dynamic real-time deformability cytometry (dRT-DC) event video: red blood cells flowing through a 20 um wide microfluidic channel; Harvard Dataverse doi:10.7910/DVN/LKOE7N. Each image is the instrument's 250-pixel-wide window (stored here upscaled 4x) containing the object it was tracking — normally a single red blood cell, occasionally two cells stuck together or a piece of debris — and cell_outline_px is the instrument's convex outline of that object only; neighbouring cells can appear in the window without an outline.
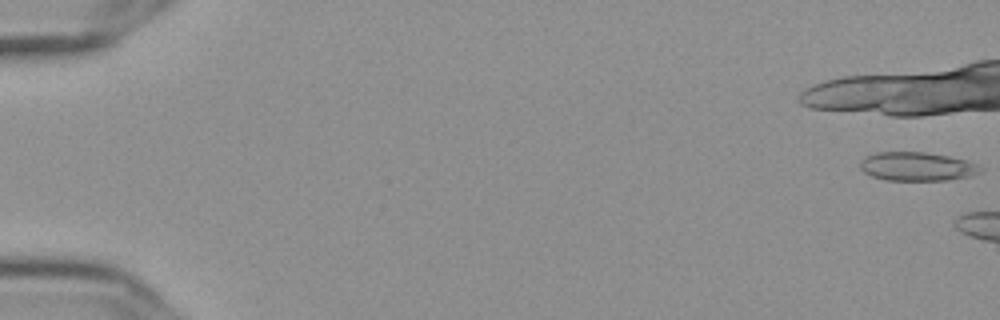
{"species": "Egyptian fruit bat (a non-hibernating species)", "species_latin": "Rousettus aegyptiacus", "temperature_condition": "cold", "stored_images_in_passage": 12, "camera_frame_rate_fps": 3000, "um_per_image_px": 0.085, "frame": {"image": 1, "passage_image": 1, "time_ms": 0.0, "image_size_px": [1000, 320], "cell_outline_px": [[980, 172], [968, 176], [948, 180], [884, 180], [872, 176], [864, 172], [860, 168], [860, 164], [868, 156], [876, 152], [924, 152], [948, 156], [964, 160], [976, 164]], "centroid_in_image_um": [77.9, 14.16], "position_along_channel_um": 7.1, "area_um2": 19.71}}